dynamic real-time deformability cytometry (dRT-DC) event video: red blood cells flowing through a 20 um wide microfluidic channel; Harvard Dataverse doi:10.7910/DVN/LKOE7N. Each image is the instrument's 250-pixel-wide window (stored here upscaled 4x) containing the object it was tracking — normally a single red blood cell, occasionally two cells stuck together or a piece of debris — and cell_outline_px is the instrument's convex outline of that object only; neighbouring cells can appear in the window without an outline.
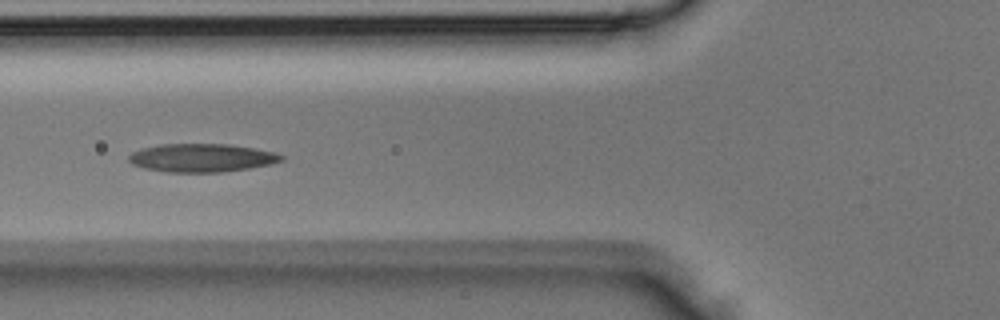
{"species": "Egyptian fruit bat (a non-hibernating species)", "species_latin": "Rousettus aegyptiacus", "temperature_condition": "room temperature", "stored_images_in_passage": 6, "camera_frame_rate_fps": 3000, "um_per_image_px": 0.085, "animal": {"sex": "male"}, "frame": {"image": 1, "passage_image": 5, "time_ms": 1.333, "image_size_px": [1000, 320], "cell_outline_px": [[284, 160], [268, 164], [248, 168], [224, 172], [168, 172], [144, 168], [132, 164], [128, 160], [128, 156], [132, 152], [140, 148], [160, 144], [228, 144], [256, 148], [272, 152], [284, 156]], "centroid_in_image_um": [17.11, 13.41], "position_along_channel_um": 108.7, "area_um2": 25.14}}
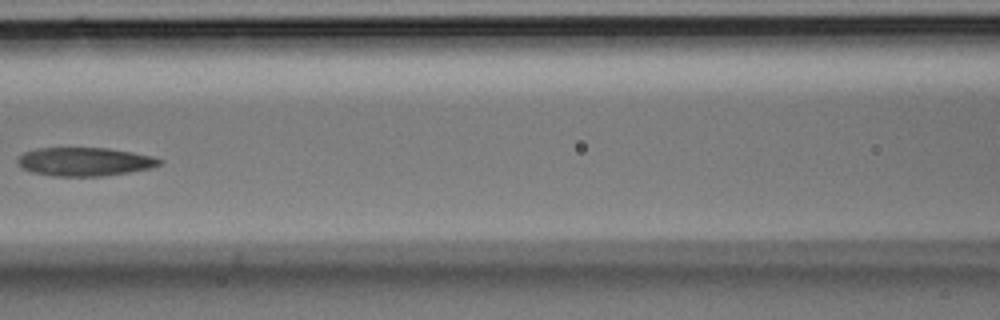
{"frame": {"image": 2, "passage_image": 6, "time_ms": 1.667, "image_size_px": [1000, 320], "cell_outline_px": [[164, 160], [160, 164], [152, 168], [104, 176], [52, 176], [32, 172], [24, 168], [16, 160], [24, 152], [36, 148], [108, 148], [132, 152]], "centroid_in_image_um": [7.19, 13.74], "position_along_channel_um": 159.4, "area_um2": 23.41}}